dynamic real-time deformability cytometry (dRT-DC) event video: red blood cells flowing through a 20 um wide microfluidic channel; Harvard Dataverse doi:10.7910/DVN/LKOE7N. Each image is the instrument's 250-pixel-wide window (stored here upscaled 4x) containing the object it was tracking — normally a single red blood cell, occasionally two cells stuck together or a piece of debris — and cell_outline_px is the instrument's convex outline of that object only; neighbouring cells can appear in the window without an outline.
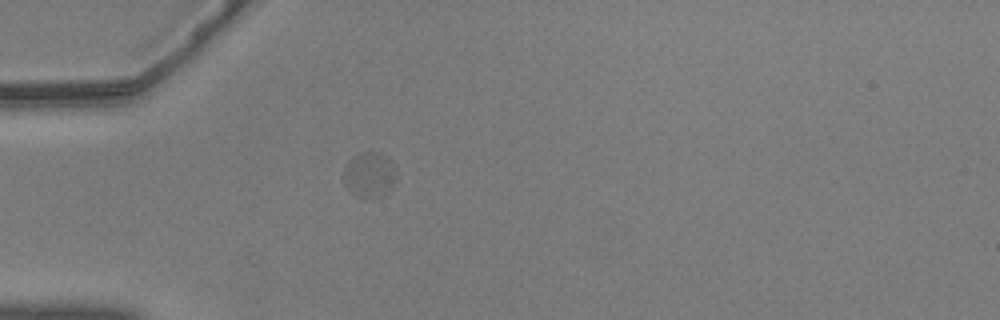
{"species": "common noctule bat (a hibernating species)", "species_latin": "Nyctalus noctula", "temperature_condition": "warm", "stored_images_in_passage": 32, "camera_frame_rate_fps": 3000, "um_per_image_px": 0.085, "animal": {"sex": "male", "body_mass_g": 20.5, "forearm_length_mm": 52.5}, "frame": {"image": 1, "passage_image": 1, "time_ms": 0.0, "image_size_px": [1000, 320], "cell_outline_px": [[396, 180], [392, 188], [384, 196], [368, 200], [356, 196], [344, 184], [344, 164], [352, 156], [360, 152], [380, 152], [388, 156], [396, 164]], "centroid_in_image_um": [31.44, 14.86], "position_along_channel_um": 53.6, "area_um2": 14.68}}
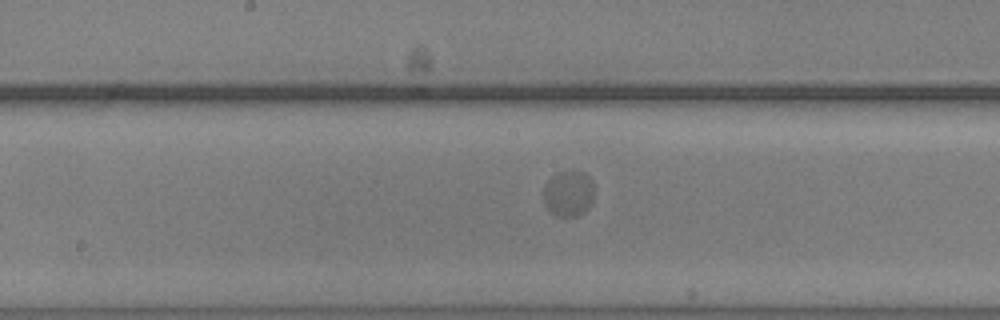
{"frame": {"image": 2, "passage_image": 14, "time_ms": 4.333, "image_size_px": [1000, 320], "cell_outline_px": [[592, 204], [584, 212], [576, 216], [556, 216], [544, 204], [544, 184], [556, 172], [568, 168], [572, 168], [584, 172], [592, 180]], "centroid_in_image_um": [48.31, 16.39], "position_along_channel_um": 199.9, "area_um2": 13.87}}
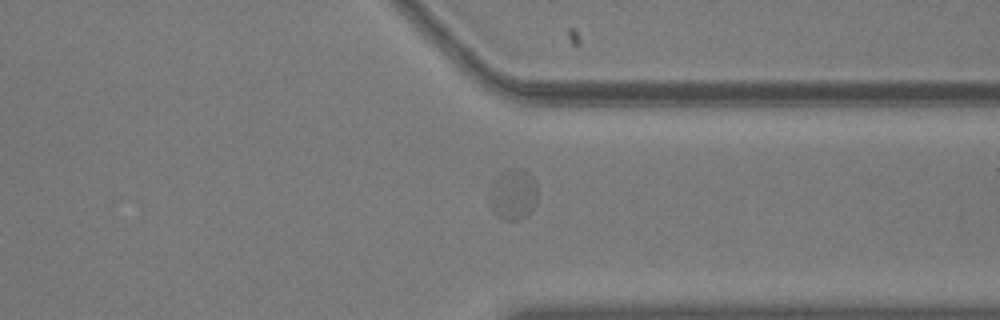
{"frame": {"image": 3, "passage_image": 28, "time_ms": 9.0, "image_size_px": [1000, 320], "cell_outline_px": [[536, 204], [532, 212], [528, 216], [520, 220], [504, 220], [492, 208], [488, 200], [488, 188], [492, 180], [504, 168], [520, 168], [528, 172], [536, 180]], "centroid_in_image_um": [43.6, 16.49], "position_along_channel_um": 367.8, "area_um2": 14.85}, "authors_computed_cell_mechanics": {"area_um2": 14.5945, "velocity_mm_per_s": 3.6024, "shape_relaxation_time_tau1_ms": 0.1606, "shape_relaxation_time_tau2_ms": null, "deformation_change_tau1": 0.0075, "deformation_change_tau2": null}}